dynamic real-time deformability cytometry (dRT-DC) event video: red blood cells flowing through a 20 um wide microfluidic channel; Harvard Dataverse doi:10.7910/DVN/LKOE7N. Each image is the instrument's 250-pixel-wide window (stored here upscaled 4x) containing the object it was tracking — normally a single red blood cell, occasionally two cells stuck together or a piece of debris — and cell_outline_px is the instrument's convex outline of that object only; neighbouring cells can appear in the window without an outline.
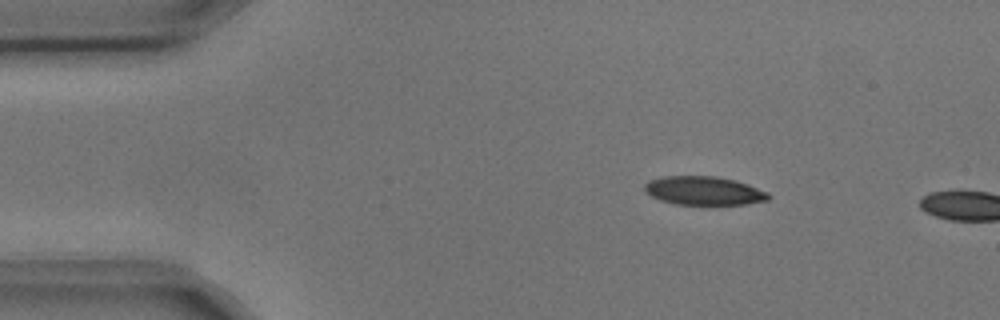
{"species": "common noctule bat (a hibernating species)", "species_latin": "Nyctalus noctula", "temperature_condition": "cold", "stored_images_in_passage": 2, "camera_frame_rate_fps": 3000, "um_per_image_px": 0.085, "animal": {"sex": "male", "body_mass_g": 17.9, "forearm_length_mm": 54.2}, "frame": {"image": 1, "passage_image": 1, "time_ms": 0.0, "image_size_px": [1000, 320], "cell_outline_px": [[772, 196], [768, 200], [744, 204], [676, 204], [660, 200], [644, 192], [644, 184], [648, 180], [664, 176], [716, 176], [736, 180], [748, 184], [768, 192]], "centroid_in_image_um": [59.82, 16.2], "position_along_channel_um": 25.2, "area_um2": 20.75}}